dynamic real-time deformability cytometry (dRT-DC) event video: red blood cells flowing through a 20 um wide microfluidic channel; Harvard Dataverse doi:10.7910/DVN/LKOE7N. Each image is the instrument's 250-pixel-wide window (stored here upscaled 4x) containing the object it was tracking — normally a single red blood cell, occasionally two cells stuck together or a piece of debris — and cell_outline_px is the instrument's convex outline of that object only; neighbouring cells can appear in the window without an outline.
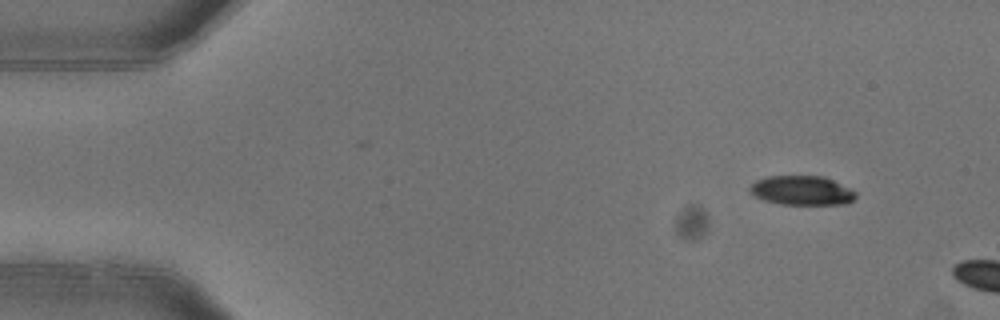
{"species": "common noctule bat (a hibernating species)", "species_latin": "Nyctalus noctula", "temperature_condition": "warm", "stored_images_in_passage": 2, "camera_frame_rate_fps": 3000, "um_per_image_px": 0.085, "animal": {"sex": "female"}, "frame": {"image": 1, "passage_image": 1, "time_ms": 0.0, "image_size_px": [1000, 320], "cell_outline_px": [[856, 196], [848, 204], [780, 204], [764, 200], [748, 192], [748, 188], [756, 180], [768, 176], [824, 176], [856, 192]], "centroid_in_image_um": [68.12, 16.19], "position_along_channel_um": 16.9, "area_um2": 17.98}}